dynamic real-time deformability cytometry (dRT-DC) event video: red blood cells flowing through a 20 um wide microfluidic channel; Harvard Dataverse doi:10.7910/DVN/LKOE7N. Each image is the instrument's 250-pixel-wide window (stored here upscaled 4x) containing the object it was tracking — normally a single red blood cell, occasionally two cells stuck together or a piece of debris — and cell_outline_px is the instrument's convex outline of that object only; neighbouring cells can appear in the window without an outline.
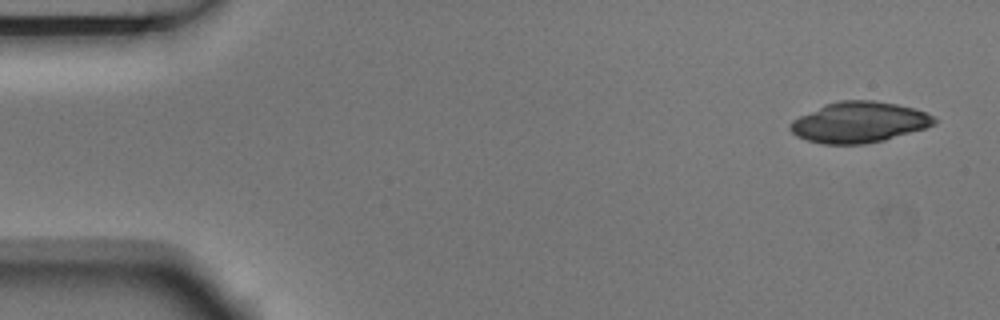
{"species": "Egyptian fruit bat (a non-hibernating species)", "species_latin": "Rousettus aegyptiacus", "temperature_condition": "room temperature", "stored_images_in_passage": 4, "camera_frame_rate_fps": 3000, "um_per_image_px": 0.085, "animal": {"sex": "male"}, "frame": {"image": 1, "passage_image": 1, "time_ms": 0.0, "image_size_px": [1000, 320], "cell_outline_px": [[936, 124], [924, 128], [884, 140], [864, 144], [824, 144], [808, 140], [796, 136], [788, 128], [788, 124], [792, 120], [824, 104], [840, 100], [872, 100], [896, 104], [916, 108], [932, 116], [936, 120]], "centroid_in_image_um": [72.99, 10.39], "position_along_channel_um": 12.0, "area_um2": 34.1}}